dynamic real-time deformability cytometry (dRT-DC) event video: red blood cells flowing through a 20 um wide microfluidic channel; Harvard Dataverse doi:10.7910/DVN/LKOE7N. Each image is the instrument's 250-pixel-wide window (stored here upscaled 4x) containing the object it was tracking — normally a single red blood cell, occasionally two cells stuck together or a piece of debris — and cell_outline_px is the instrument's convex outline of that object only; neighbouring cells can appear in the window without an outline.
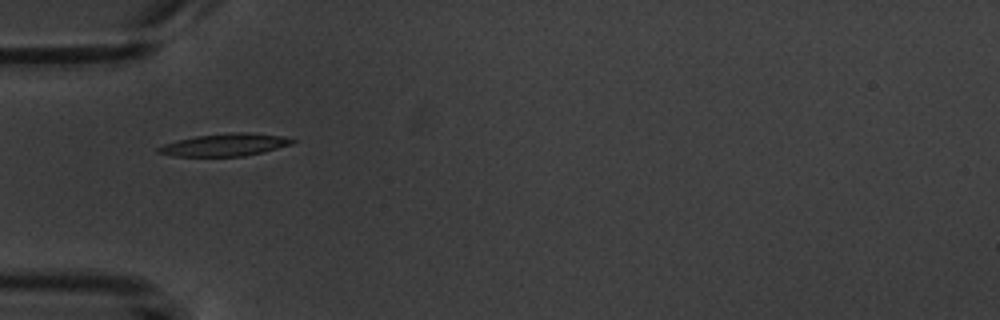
{"species": "common noctule bat (a hibernating species)", "species_latin": "Nyctalus noctula", "temperature_condition": "warm", "stored_images_in_passage": 2, "camera_frame_rate_fps": 3000, "um_per_image_px": 0.085, "animal": {"sex": "male", "body_mass_g": 20.1, "forearm_length_mm": 53.5}, "frame": {"image": 1, "passage_image": 1, "time_ms": 0.0, "image_size_px": [1000, 320], "cell_outline_px": [[296, 140], [292, 144], [264, 152], [244, 156], [176, 156], [156, 152], [156, 148], [164, 144], [196, 136], [232, 132], [248, 132], [284, 136]], "centroid_in_image_um": [19.16, 12.3], "position_along_channel_um": 65.8, "area_um2": 17.46}}